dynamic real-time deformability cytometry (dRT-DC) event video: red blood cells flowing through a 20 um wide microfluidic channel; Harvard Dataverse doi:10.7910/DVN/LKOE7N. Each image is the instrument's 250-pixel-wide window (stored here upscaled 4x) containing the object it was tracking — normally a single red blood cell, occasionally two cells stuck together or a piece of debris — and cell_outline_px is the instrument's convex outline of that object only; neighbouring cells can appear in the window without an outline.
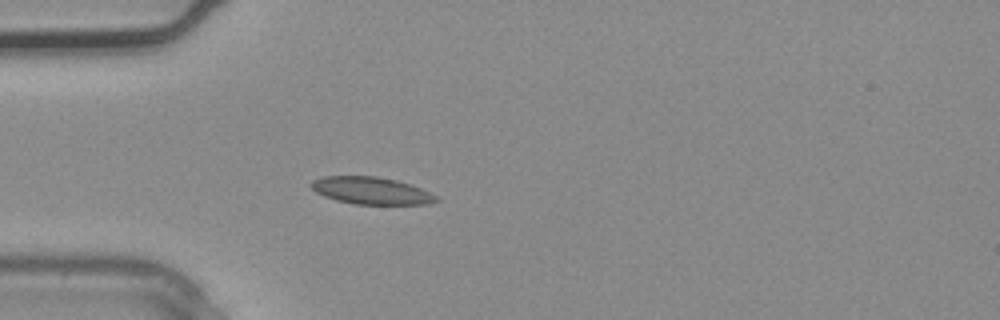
{"species": "common noctule bat (a hibernating species)", "species_latin": "Nyctalus noctula", "temperature_condition": "warm", "stored_images_in_passage": 4, "camera_frame_rate_fps": 3000, "um_per_image_px": 0.085, "animal": {"sex": "male", "body_mass_g": 20.4}, "frame": {"image": 1, "passage_image": 4, "time_ms": 1.0, "image_size_px": [1000, 320], "cell_outline_px": [[440, 200], [428, 204], [356, 204], [336, 200], [324, 196], [316, 192], [308, 184], [312, 180], [320, 176], [376, 176], [396, 180], [420, 188], [436, 196]], "centroid_in_image_um": [31.5, 16.2], "position_along_channel_um": 53.5, "area_um2": 19.77}}